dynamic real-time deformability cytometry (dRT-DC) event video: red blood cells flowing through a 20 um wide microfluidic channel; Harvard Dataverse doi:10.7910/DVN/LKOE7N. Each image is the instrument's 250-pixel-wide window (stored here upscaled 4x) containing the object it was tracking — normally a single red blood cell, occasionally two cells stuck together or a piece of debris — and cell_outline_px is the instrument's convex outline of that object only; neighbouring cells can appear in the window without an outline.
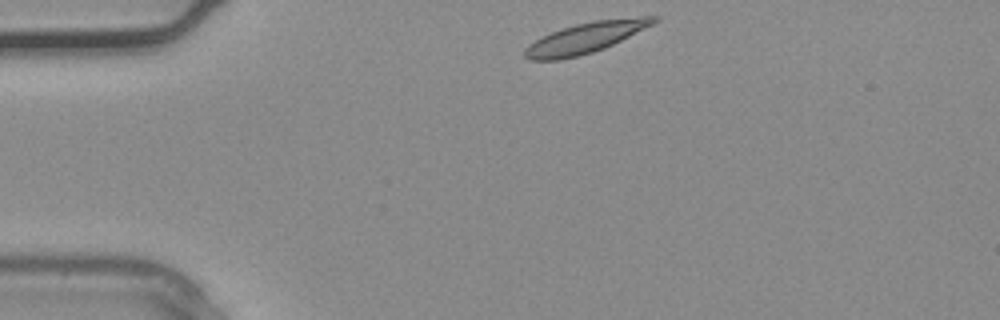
{"species": "common noctule bat (a hibernating species)", "species_latin": "Nyctalus noctula", "temperature_condition": "warm", "stored_images_in_passage": 2, "segment_of_instrument_passage": [2, 2], "camera_frame_rate_fps": 3000, "um_per_image_px": 0.085, "animal": {"sex": "male", "body_mass_g": 20.4}, "frame": {"image": 1, "passage_image": 2, "time_ms": 0.333, "image_size_px": [1000, 320], "cell_outline_px": [[660, 20], [604, 48], [592, 52], [560, 60], [528, 60], [524, 56], [524, 48], [528, 44], [552, 32], [576, 24], [592, 20], [640, 16], [660, 16]], "centroid_in_image_um": [49.76, 3.2], "position_along_channel_um": 35.2, "area_um2": 22.72}}